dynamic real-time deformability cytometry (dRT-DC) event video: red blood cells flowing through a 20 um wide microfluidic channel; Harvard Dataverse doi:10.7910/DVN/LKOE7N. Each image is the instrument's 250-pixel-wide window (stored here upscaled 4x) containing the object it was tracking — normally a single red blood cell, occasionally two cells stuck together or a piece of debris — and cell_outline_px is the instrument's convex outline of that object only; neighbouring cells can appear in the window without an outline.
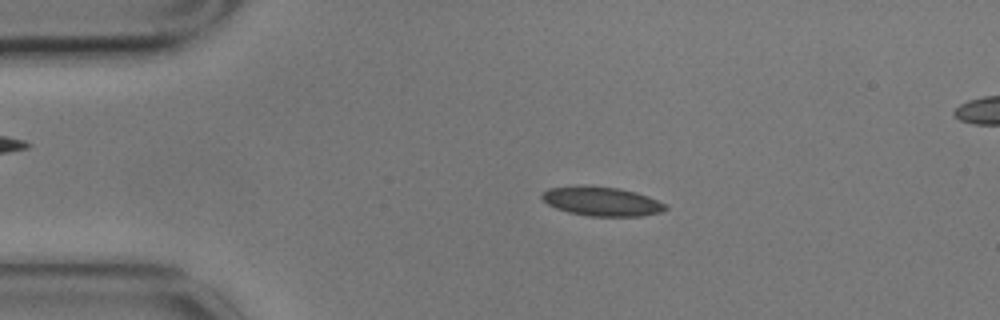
{"species": "common noctule bat (a hibernating species)", "species_latin": "Nyctalus noctula", "temperature_condition": "cold", "stored_images_in_passage": 57, "segment_of_instrument_passage": [1, 2], "camera_frame_rate_fps": 3000, "um_per_image_px": 0.085, "animal": {"sex": "male", "body_mass_g": 17.9}, "frame": {"image": 1, "passage_image": 10, "time_ms": 3.0, "image_size_px": [1000, 320], "cell_outline_px": [[668, 208], [660, 212], [644, 216], [588, 216], [568, 212], [556, 208], [548, 204], [540, 196], [540, 192], [548, 188], [588, 184], [620, 188], [636, 192], [648, 196], [664, 204]], "centroid_in_image_um": [51.1, 17.09], "position_along_channel_um": 33.9, "area_um2": 21.27}}
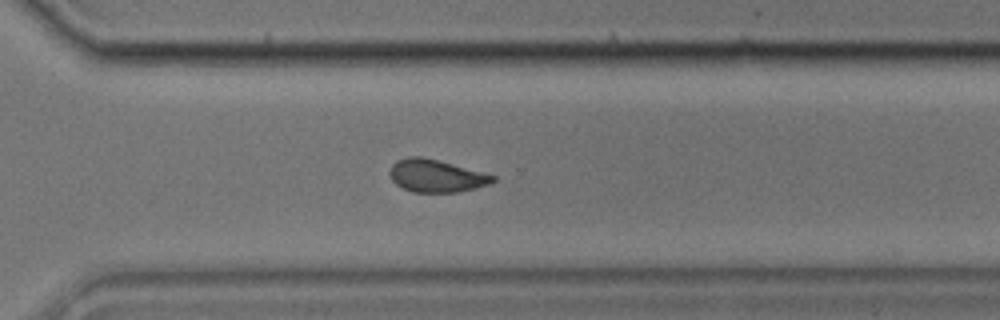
{"frame": {"image": 2, "passage_image": 39, "time_ms": 12.667, "image_size_px": [1000, 320], "cell_outline_px": [[496, 180], [492, 184], [476, 188], [456, 192], [412, 192], [396, 184], [392, 180], [388, 172], [392, 164], [396, 160], [408, 156], [420, 156], [452, 164], [496, 176]], "centroid_in_image_um": [37.06, 14.95], "position_along_channel_um": 333.5, "area_um2": 19.54}}
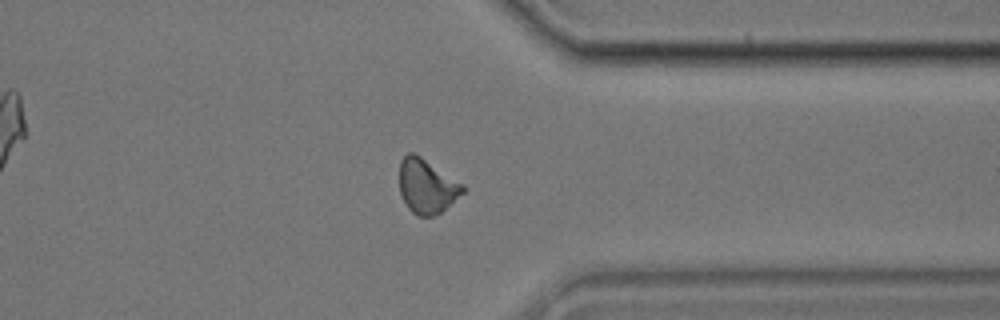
{"frame": {"image": 3, "passage_image": 43, "time_ms": 14.0, "image_size_px": [1000, 320], "cell_outline_px": [[468, 188], [464, 192], [440, 212], [432, 216], [416, 216], [408, 208], [400, 192], [400, 160], [408, 152], [412, 152], [420, 156], [464, 184]], "centroid_in_image_um": [36.28, 15.82], "position_along_channel_um": 375.1, "area_um2": 19.94}}